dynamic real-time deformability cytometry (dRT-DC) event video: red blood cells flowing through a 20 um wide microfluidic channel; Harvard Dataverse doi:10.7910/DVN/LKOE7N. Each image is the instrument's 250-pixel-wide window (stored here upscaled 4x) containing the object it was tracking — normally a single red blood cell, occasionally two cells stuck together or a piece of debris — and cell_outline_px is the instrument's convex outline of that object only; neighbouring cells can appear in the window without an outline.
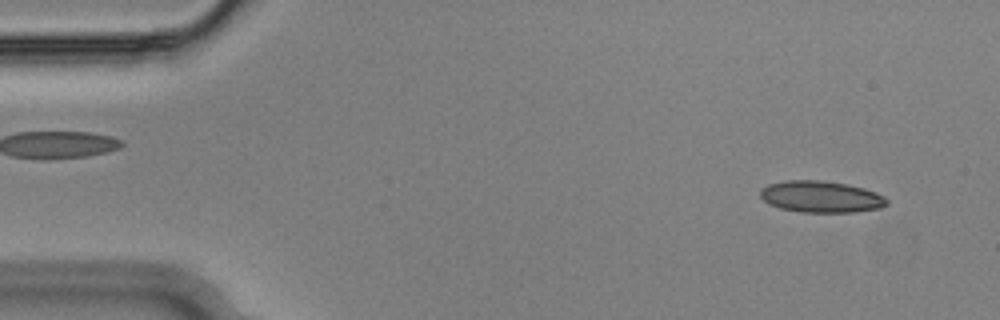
{"species": "Egyptian fruit bat (a non-hibernating species)", "species_latin": "Rousettus aegyptiacus", "temperature_condition": "cold", "stored_images_in_passage": 53, "camera_frame_rate_fps": 3000, "um_per_image_px": 0.085, "animal": {"sex": "male"}, "frame": {"image": 1, "passage_image": 3, "time_ms": 0.667, "image_size_px": [1000, 320], "cell_outline_px": [[888, 204], [880, 208], [856, 212], [800, 212], [780, 208], [768, 204], [760, 196], [760, 188], [768, 184], [788, 180], [820, 180], [848, 184], [864, 188], [876, 192], [884, 196], [888, 200]], "centroid_in_image_um": [69.79, 16.72], "position_along_channel_um": 15.2, "area_um2": 23.47}}
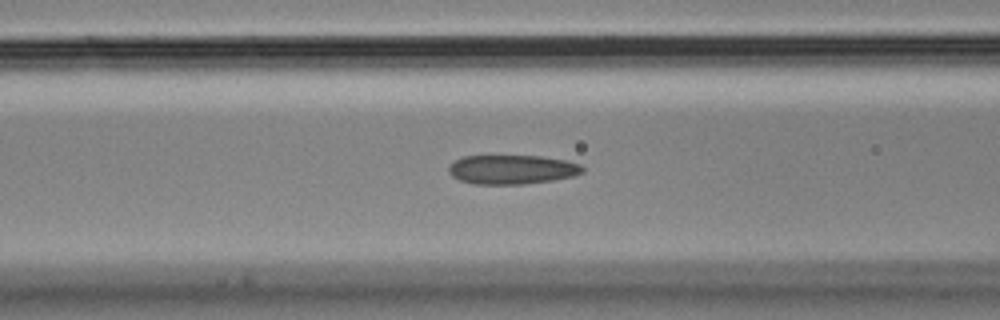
{"frame": {"image": 2, "passage_image": 20, "time_ms": 6.333, "image_size_px": [1000, 320], "cell_outline_px": [[584, 172], [572, 176], [552, 180], [524, 184], [476, 184], [460, 180], [452, 176], [448, 172], [448, 168], [456, 160], [464, 156], [540, 156], [564, 160], [580, 164], [584, 168]], "centroid_in_image_um": [43.52, 14.41], "position_along_channel_um": 123.1, "area_um2": 22.6}}
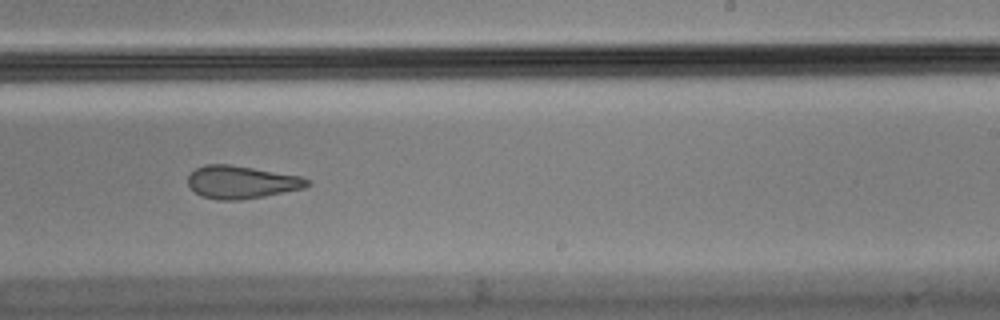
{"frame": {"image": 3, "passage_image": 32, "time_ms": 10.333, "image_size_px": [1000, 320], "cell_outline_px": [[312, 184], [304, 188], [264, 196], [240, 200], [220, 200], [200, 196], [188, 184], [188, 176], [196, 168], [204, 164], [228, 164], [300, 176], [308, 180]], "centroid_in_image_um": [20.51, 15.48], "position_along_channel_um": 268.5, "area_um2": 22.6}, "authors_computed_cell_mechanics": {"area_um2": 23.5824, "velocity_mm_per_s": 3.6295, "shape_relaxation_time_tau1_ms": null, "shape_relaxation_time_tau2_ms": 2.7259, "deformation_change_tau1": null, "deformation_change_tau2": 0.1079}}